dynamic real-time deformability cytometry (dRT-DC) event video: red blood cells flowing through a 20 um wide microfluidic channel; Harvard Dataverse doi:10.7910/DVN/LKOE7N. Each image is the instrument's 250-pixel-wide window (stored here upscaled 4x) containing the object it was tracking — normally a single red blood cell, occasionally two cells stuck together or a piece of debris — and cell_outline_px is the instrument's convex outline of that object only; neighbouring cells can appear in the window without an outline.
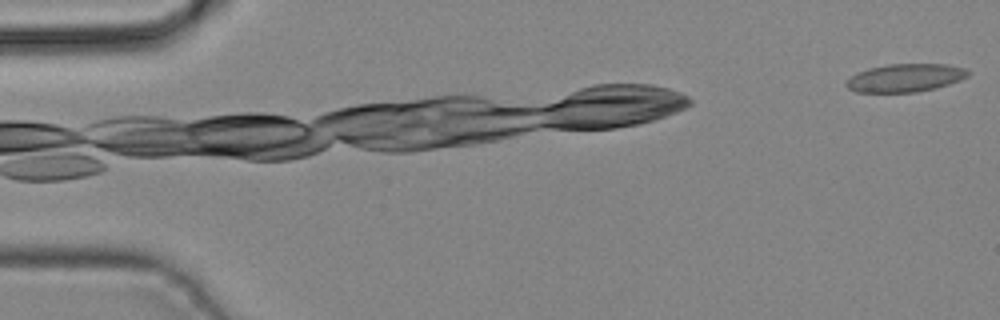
{"species": "common noctule bat (a hibernating species)", "species_latin": "Nyctalus noctula", "temperature_condition": "cold", "stored_images_in_passage": 4, "camera_frame_rate_fps": 3000, "um_per_image_px": 0.085, "animal": {"sex": "male", "body_mass_g": 19.2, "forearm_length_mm": 51.8}, "frame": {"image": 1, "passage_image": 1, "time_ms": 0.0, "image_size_px": [1000, 320], "cell_outline_px": [[972, 72], [968, 76], [960, 80], [936, 88], [916, 92], [856, 92], [848, 88], [844, 84], [852, 76], [868, 68], [888, 64], [948, 64], [964, 68]], "centroid_in_image_um": [76.98, 6.61], "position_along_channel_um": 8.0, "area_um2": 19.88}}